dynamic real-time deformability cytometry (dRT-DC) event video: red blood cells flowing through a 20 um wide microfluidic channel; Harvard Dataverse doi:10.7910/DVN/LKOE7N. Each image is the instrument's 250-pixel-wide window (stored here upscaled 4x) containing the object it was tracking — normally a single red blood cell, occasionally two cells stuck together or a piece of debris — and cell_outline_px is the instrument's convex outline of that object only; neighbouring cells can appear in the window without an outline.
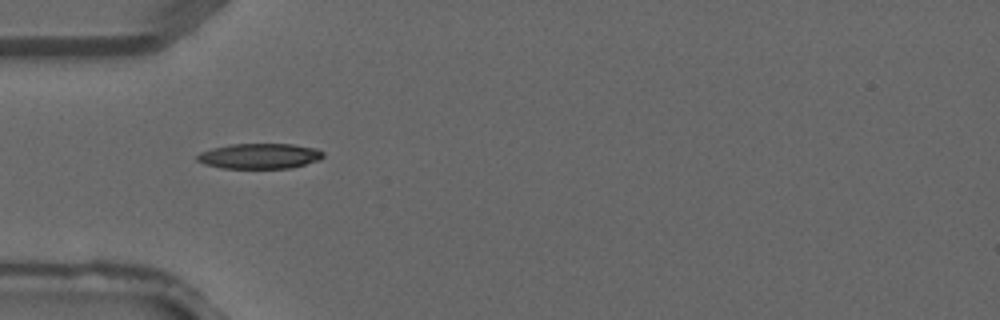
{"species": "common noctule bat (a hibernating species)", "species_latin": "Nyctalus noctula", "temperature_condition": "warm", "stored_images_in_passage": 1, "camera_frame_rate_fps": 3000, "um_per_image_px": 0.085, "animal": {"sex": "male", "forearm_length_mm": 52.5}, "frame": {"image": 1, "passage_image": 1, "time_ms": 0.0, "image_size_px": [1000, 320], "cell_outline_px": [[324, 156], [320, 160], [288, 168], [224, 168], [204, 164], [196, 160], [196, 156], [200, 152], [212, 148], [232, 144], [292, 144], [316, 148], [324, 152]], "centroid_in_image_um": [22.07, 13.26], "position_along_channel_um": 62.9, "area_um2": 18.55}}